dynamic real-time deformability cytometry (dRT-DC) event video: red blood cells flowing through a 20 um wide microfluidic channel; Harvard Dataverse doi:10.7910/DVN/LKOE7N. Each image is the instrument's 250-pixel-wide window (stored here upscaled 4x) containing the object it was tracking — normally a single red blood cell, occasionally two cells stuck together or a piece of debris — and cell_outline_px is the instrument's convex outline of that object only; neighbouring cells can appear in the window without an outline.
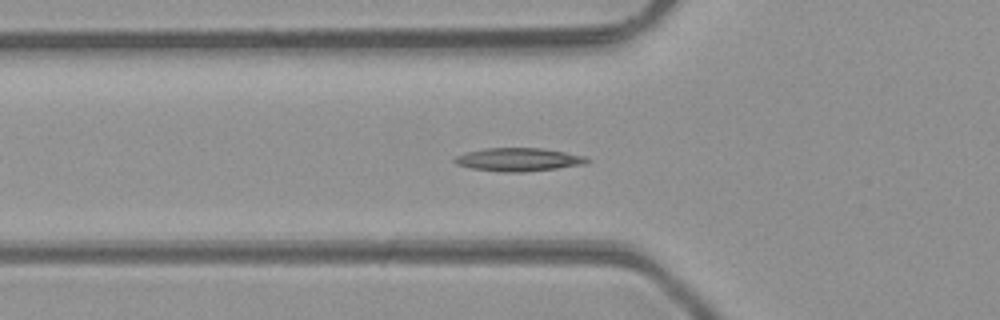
{"species": "common noctule bat (a hibernating species)", "species_latin": "Nyctalus noctula", "temperature_condition": "room temperature", "stored_images_in_passage": 36, "camera_frame_rate_fps": 3000, "um_per_image_px": 0.085, "animal": {"sex": "male", "body_mass_g": 23.1, "forearm_length_mm": 52.7}, "frame": {"image": 1, "passage_image": 11, "time_ms": 3.333, "image_size_px": [1000, 320], "cell_outline_px": [[592, 160], [584, 164], [556, 168], [520, 172], [508, 172], [472, 168], [456, 164], [452, 160], [456, 156], [468, 152], [484, 148], [540, 148], [564, 152], [584, 156]], "centroid_in_image_um": [44.07, 13.55], "position_along_channel_um": 81.7, "area_um2": 17.63}}
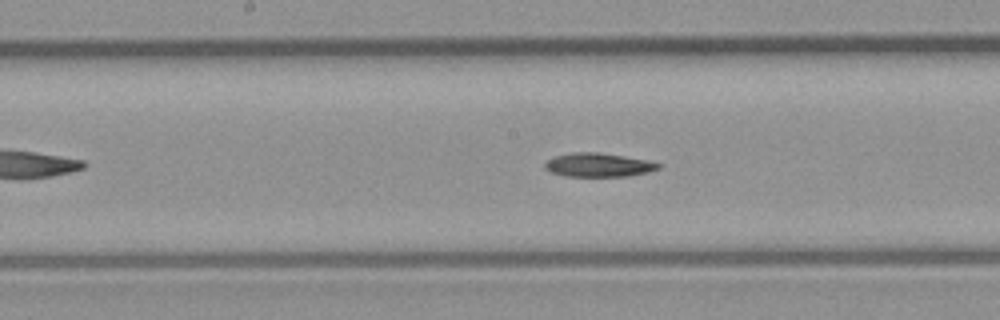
{"frame": {"image": 2, "passage_image": 19, "time_ms": 6.0, "image_size_px": [1000, 320], "cell_outline_px": [[664, 164], [660, 168], [648, 172], [628, 176], [564, 176], [552, 172], [544, 168], [544, 164], [548, 160], [556, 156], [572, 152], [596, 152], [624, 156]], "centroid_in_image_um": [50.87, 14.02], "position_along_channel_um": 197.3, "area_um2": 15.61}}
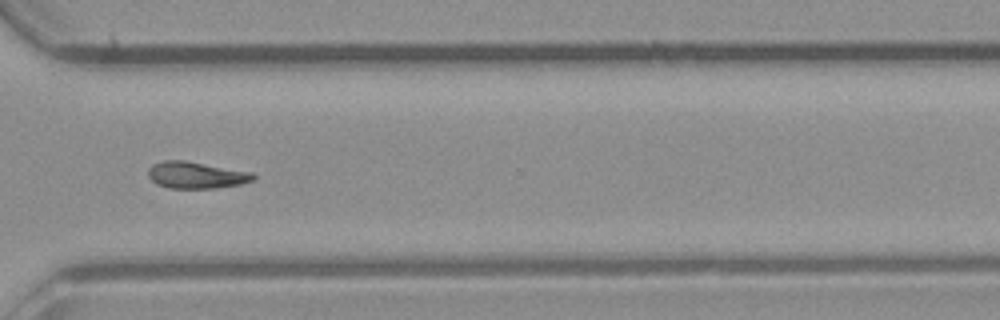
{"frame": {"image": 3, "passage_image": 30, "time_ms": 9.667, "image_size_px": [1000, 320], "cell_outline_px": [[256, 176], [252, 180], [240, 184], [216, 188], [168, 188], [156, 184], [148, 176], [148, 168], [152, 164], [164, 160], [184, 160], [252, 172]], "centroid_in_image_um": [16.64, 14.88], "position_along_channel_um": 354.0, "area_um2": 16.36}}